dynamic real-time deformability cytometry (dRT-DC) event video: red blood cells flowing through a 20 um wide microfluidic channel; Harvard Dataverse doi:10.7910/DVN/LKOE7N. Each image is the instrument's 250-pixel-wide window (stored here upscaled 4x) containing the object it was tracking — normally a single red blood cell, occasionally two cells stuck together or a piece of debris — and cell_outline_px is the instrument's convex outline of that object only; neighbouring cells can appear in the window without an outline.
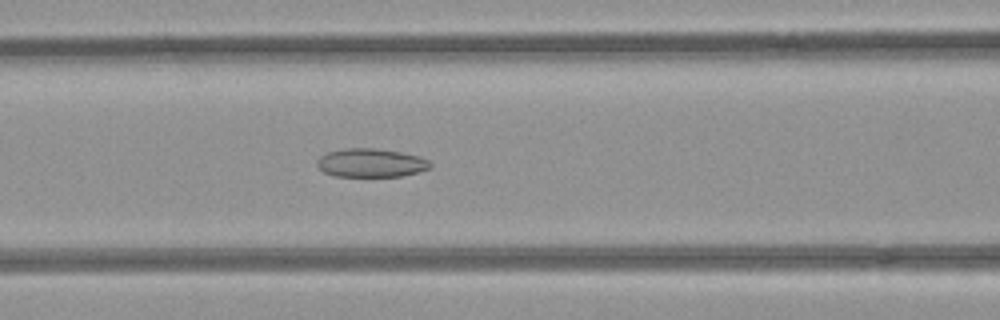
{"species": "common noctule bat (a hibernating species)", "species_latin": "Nyctalus noctula", "temperature_condition": "room temperature", "stored_images_in_passage": 40, "camera_frame_rate_fps": 3000, "um_per_image_px": 0.085, "animal": {"sex": "female", "body_mass_g": 21.9}, "frame": {"image": 1, "passage_image": 9, "time_ms": 2.667, "image_size_px": [1000, 320], "cell_outline_px": [[432, 164], [428, 168], [416, 172], [400, 176], [332, 176], [324, 172], [316, 164], [316, 160], [320, 156], [328, 152], [344, 148], [372, 148], [400, 152], [416, 156], [428, 160]], "centroid_in_image_um": [31.46, 13.84], "position_along_channel_um": 135.1, "area_um2": 18.61}}
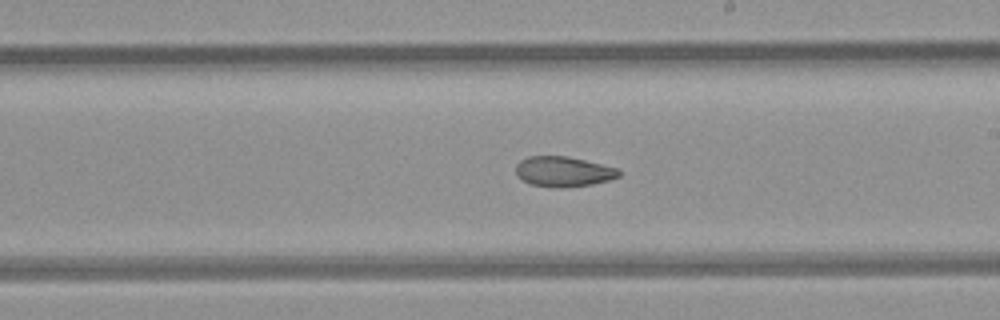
{"frame": {"image": 2, "passage_image": 17, "time_ms": 5.333, "image_size_px": [1000, 320], "cell_outline_px": [[620, 176], [608, 180], [592, 184], [560, 188], [552, 188], [528, 184], [516, 176], [516, 164], [520, 160], [528, 156], [564, 156], [584, 160], [620, 168]], "centroid_in_image_um": [47.86, 14.59], "position_along_channel_um": 241.1, "area_um2": 18.32}}
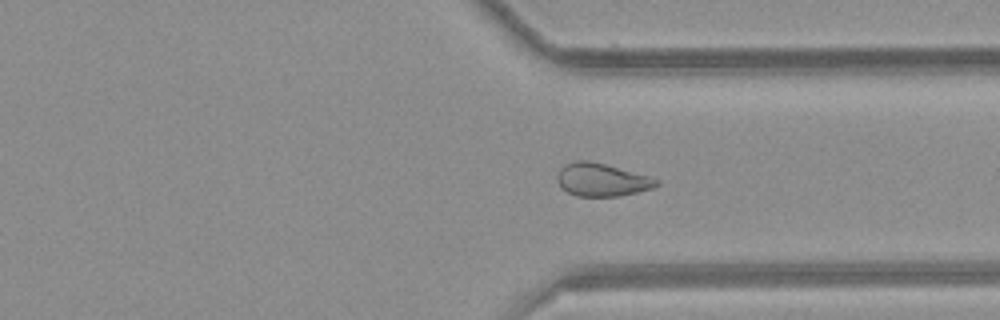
{"frame": {"image": 3, "passage_image": 26, "time_ms": 8.333, "image_size_px": [1000, 320], "cell_outline_px": [[660, 184], [652, 188], [620, 196], [576, 196], [560, 188], [556, 176], [560, 168], [564, 164], [576, 160], [588, 160], [604, 164], [648, 176], [660, 180]], "centroid_in_image_um": [51.11, 15.28], "position_along_channel_um": 360.3, "area_um2": 19.02}}